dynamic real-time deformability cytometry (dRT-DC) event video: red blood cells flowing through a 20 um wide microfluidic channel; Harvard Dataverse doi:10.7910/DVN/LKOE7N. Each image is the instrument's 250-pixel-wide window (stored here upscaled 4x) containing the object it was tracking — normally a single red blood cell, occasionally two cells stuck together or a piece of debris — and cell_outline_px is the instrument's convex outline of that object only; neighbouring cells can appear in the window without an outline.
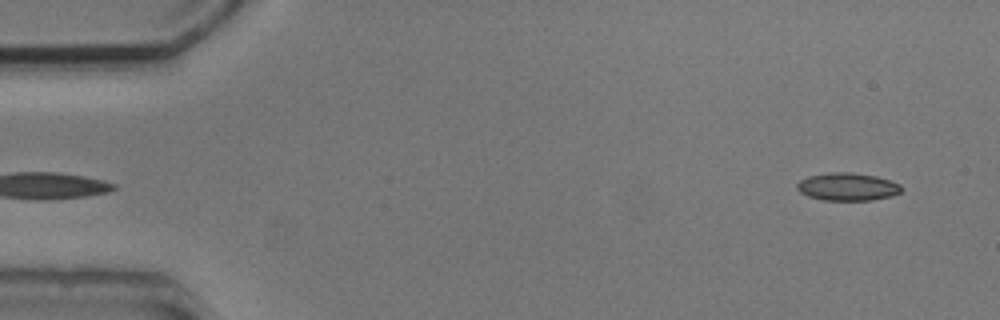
{"species": "common noctule bat (a hibernating species)", "species_latin": "Nyctalus noctula", "temperature_condition": "cold", "stored_images_in_passage": 51, "camera_frame_rate_fps": 3000, "um_per_image_px": 0.085, "animal": {"sex": "male", "body_mass_g": 20.5, "forearm_length_mm": 52.5}, "frame": {"image": 1, "passage_image": 1, "time_ms": 0.0, "image_size_px": [1000, 320], "cell_outline_px": [[904, 188], [900, 192], [892, 196], [872, 200], [824, 200], [808, 196], [800, 192], [796, 188], [796, 184], [800, 180], [808, 176], [832, 172], [852, 172], [876, 176], [900, 184]], "centroid_in_image_um": [72.04, 15.87], "position_along_channel_um": 13.0, "area_um2": 16.94}}
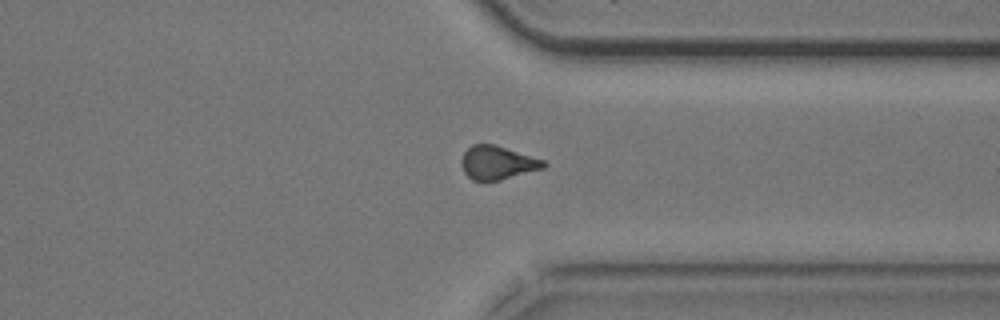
{"frame": {"image": 2, "passage_image": 38, "time_ms": 12.333, "image_size_px": [1000, 320], "cell_outline_px": [[548, 164], [544, 168], [500, 180], [472, 180], [464, 172], [460, 164], [460, 160], [464, 152], [472, 144], [496, 144], [544, 160]], "centroid_in_image_um": [42.27, 13.82], "position_along_channel_um": 369.1, "area_um2": 16.13}}
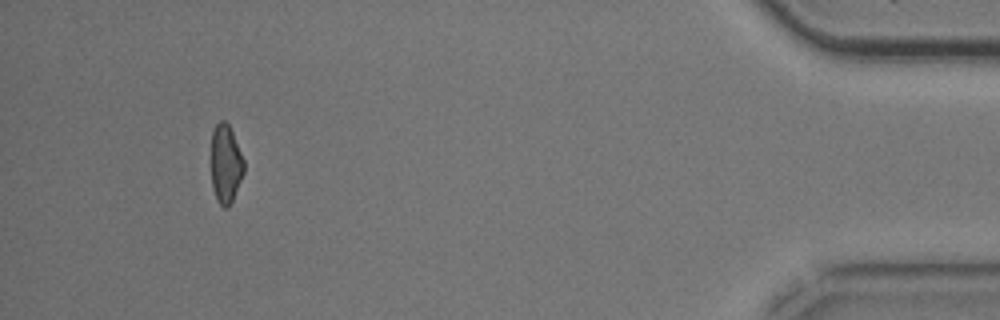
{"frame": {"image": 3, "passage_image": 47, "time_ms": 15.333, "image_size_px": [1000, 320], "cell_outline_px": [[244, 172], [232, 200], [228, 208], [224, 208], [216, 200], [212, 184], [212, 132], [216, 124], [220, 120], [224, 120], [228, 124], [232, 132], [244, 160]], "centroid_in_image_um": [19.18, 13.94], "position_along_channel_um": 416.0, "area_um2": 14.8}, "authors_computed_cell_mechanics": {"area_um2": 16.5308, "velocity_mm_per_s": 3.8008, "shape_relaxation_time_tau1_ms": null, "shape_relaxation_time_tau2_ms": 5.5225, "deformation_change_tau1": null, "deformation_change_tau2": 0.1141}}